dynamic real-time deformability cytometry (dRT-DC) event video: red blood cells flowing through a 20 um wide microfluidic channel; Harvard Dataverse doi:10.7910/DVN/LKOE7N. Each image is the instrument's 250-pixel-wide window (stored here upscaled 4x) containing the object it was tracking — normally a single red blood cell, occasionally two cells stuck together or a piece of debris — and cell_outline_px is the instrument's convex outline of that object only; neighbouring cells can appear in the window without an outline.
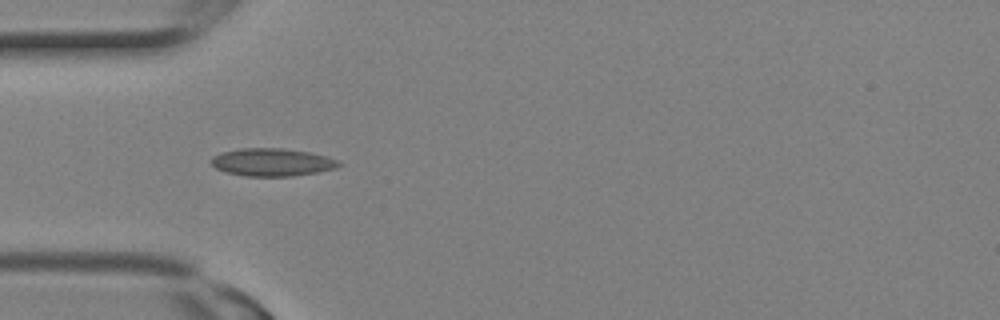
{"species": "Egyptian fruit bat (a non-hibernating species)", "species_latin": "Rousettus aegyptiacus", "temperature_condition": "room temperature", "stored_images_in_passage": 3, "camera_frame_rate_fps": 3000, "um_per_image_px": 0.085, "animal": {"sex": "female"}, "frame": {"image": 1, "passage_image": 3, "time_ms": 0.667, "image_size_px": [1000, 320], "cell_outline_px": [[344, 164], [336, 168], [316, 172], [292, 176], [244, 176], [224, 172], [216, 168], [208, 160], [212, 156], [220, 152], [240, 148], [280, 148], [312, 152], [328, 156], [340, 160]], "centroid_in_image_um": [23.13, 13.78], "position_along_channel_um": 61.9, "area_um2": 21.04}}